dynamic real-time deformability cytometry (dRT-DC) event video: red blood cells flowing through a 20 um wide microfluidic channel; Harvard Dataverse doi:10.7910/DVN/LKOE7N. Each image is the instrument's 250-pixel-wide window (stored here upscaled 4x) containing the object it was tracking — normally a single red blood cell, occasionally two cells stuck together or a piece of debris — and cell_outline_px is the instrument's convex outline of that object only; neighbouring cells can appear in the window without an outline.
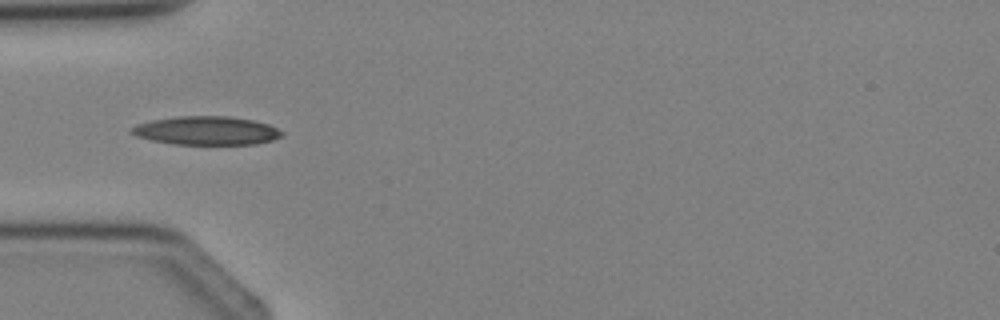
{"species": "Egyptian fruit bat (a non-hibernating species)", "species_latin": "Rousettus aegyptiacus", "temperature_condition": "cold", "stored_images_in_passage": 4, "camera_frame_rate_fps": 3000, "um_per_image_px": 0.085, "animal": {"sex": "female"}, "frame": {"image": 1, "passage_image": 4, "time_ms": 3.333, "image_size_px": [1000, 320], "cell_outline_px": [[284, 132], [280, 136], [272, 140], [256, 144], [172, 144], [152, 140], [136, 136], [128, 132], [136, 124], [152, 120], [176, 116], [228, 116], [252, 120], [268, 124]], "centroid_in_image_um": [17.51, 11.1], "position_along_channel_um": 67.5, "area_um2": 24.97}}